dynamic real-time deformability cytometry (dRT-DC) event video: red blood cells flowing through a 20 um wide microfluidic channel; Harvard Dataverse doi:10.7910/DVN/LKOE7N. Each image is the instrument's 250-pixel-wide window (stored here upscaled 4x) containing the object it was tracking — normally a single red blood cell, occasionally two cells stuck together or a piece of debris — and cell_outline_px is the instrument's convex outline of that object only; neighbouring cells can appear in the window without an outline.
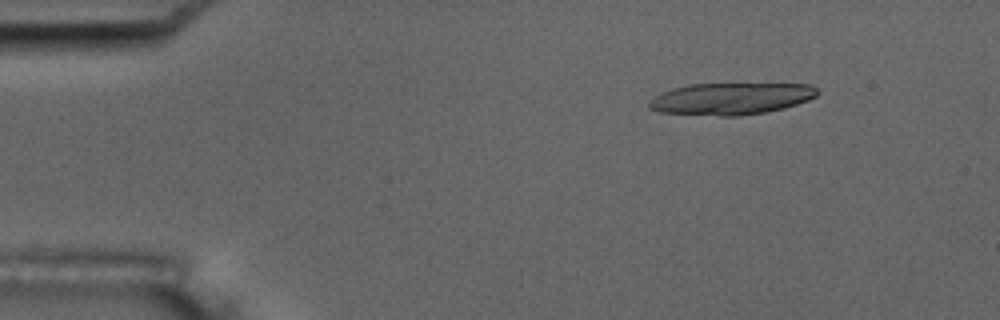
{"species": "common noctule bat (a hibernating species)", "species_latin": "Nyctalus noctula", "temperature_condition": "room temperature", "stored_images_in_passage": 5, "camera_frame_rate_fps": 3000, "um_per_image_px": 0.085, "animal": {"sex": "male", "body_mass_g": 17.5, "forearm_length_mm": 52.3}, "frame": {"image": 1, "passage_image": 5, "time_ms": 6.0, "image_size_px": [1000, 320], "cell_outline_px": [[820, 92], [816, 96], [808, 100], [784, 108], [764, 112], [740, 116], [720, 116], [660, 112], [648, 108], [648, 100], [660, 92], [672, 88], [688, 84], [812, 84]], "centroid_in_image_um": [62.1, 8.38], "position_along_channel_um": 22.9, "area_um2": 31.39}}